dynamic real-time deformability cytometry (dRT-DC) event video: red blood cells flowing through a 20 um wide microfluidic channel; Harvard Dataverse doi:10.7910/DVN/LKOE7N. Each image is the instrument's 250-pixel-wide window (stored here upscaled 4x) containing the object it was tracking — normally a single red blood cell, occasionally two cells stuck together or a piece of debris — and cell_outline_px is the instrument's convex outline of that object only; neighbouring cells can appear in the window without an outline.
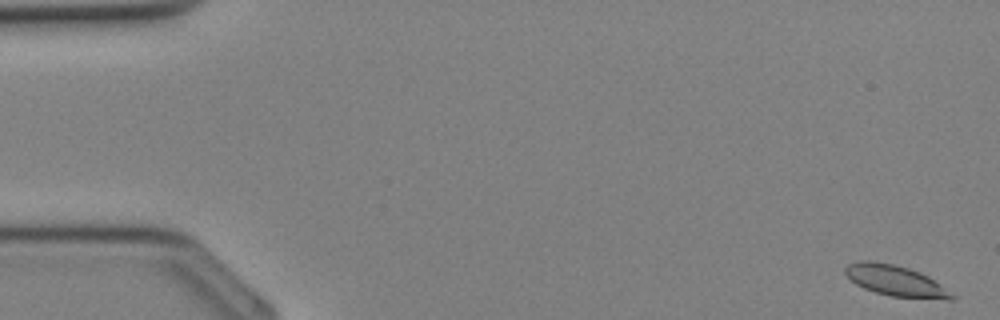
{"species": "Egyptian fruit bat (a non-hibernating species)", "species_latin": "Rousettus aegyptiacus", "temperature_condition": "cold", "stored_images_in_passage": 36, "camera_frame_rate_fps": 3000, "um_per_image_px": 0.085, "animal": {"sex": "female"}, "frame": {"image": 1, "passage_image": 1, "time_ms": 0.0, "image_size_px": [1000, 320], "cell_outline_px": [[956, 296], [952, 300], [948, 300], [892, 296], [876, 292], [864, 288], [856, 284], [844, 272], [844, 268], [848, 264], [860, 260], [872, 260], [892, 264], [908, 268], [920, 272], [928, 276], [940, 284]], "centroid_in_image_um": [76.13, 23.86], "position_along_channel_um": 8.9, "area_um2": 19.02}}
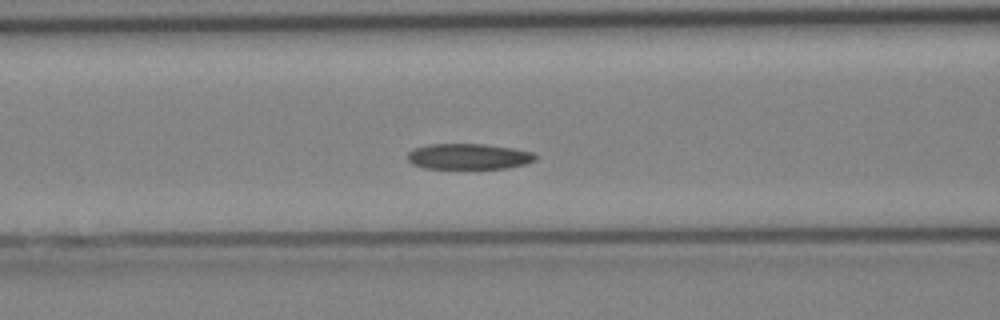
{"frame": {"image": 2, "passage_image": 15, "time_ms": 4.667, "image_size_px": [1000, 320], "cell_outline_px": [[536, 160], [524, 164], [504, 168], [424, 168], [412, 164], [408, 160], [408, 152], [412, 148], [428, 144], [484, 144], [512, 148], [532, 152], [536, 156]], "centroid_in_image_um": [39.79, 13.29], "position_along_channel_um": 126.8, "area_um2": 19.07}}
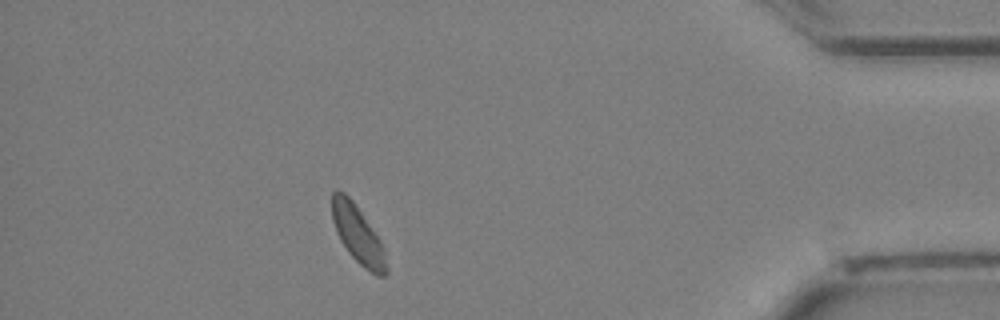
{"frame": {"image": 3, "passage_image": 32, "time_ms": 10.333, "image_size_px": [1000, 320], "cell_outline_px": [[388, 272], [384, 276], [376, 276], [364, 268], [348, 252], [340, 240], [336, 232], [332, 220], [332, 192], [336, 188], [340, 188], [352, 200], [376, 236], [380, 244], [388, 268]], "centroid_in_image_um": [30.36, 19.92], "position_along_channel_um": 404.8, "area_um2": 17.8}}